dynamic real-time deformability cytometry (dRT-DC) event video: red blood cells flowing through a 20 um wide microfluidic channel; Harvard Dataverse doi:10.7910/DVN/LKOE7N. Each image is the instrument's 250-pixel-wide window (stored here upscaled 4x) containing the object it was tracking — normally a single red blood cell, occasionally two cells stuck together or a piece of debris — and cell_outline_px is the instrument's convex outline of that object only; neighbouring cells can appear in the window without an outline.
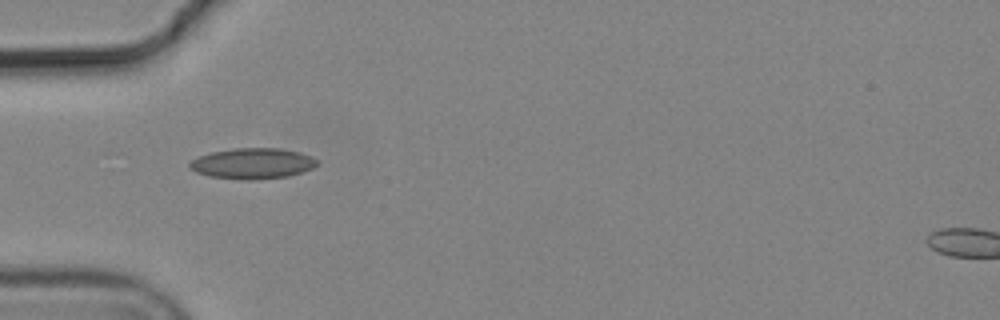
{"species": "common noctule bat (a hibernating species)", "species_latin": "Nyctalus noctula", "temperature_condition": "cold", "stored_images_in_passage": 2, "camera_frame_rate_fps": 3000, "um_per_image_px": 0.085, "animal": {"sex": "male", "body_mass_g": 19.2, "forearm_length_mm": 51.8}, "frame": {"image": 1, "passage_image": 1, "time_ms": 0.0, "image_size_px": [1000, 320], "cell_outline_px": [[316, 164], [312, 168], [288, 176], [256, 180], [244, 180], [208, 176], [196, 172], [188, 164], [196, 156], [212, 152], [232, 148], [280, 148], [300, 152], [312, 156], [316, 160]], "centroid_in_image_um": [21.44, 13.89], "position_along_channel_um": 63.6, "area_um2": 22.83}}
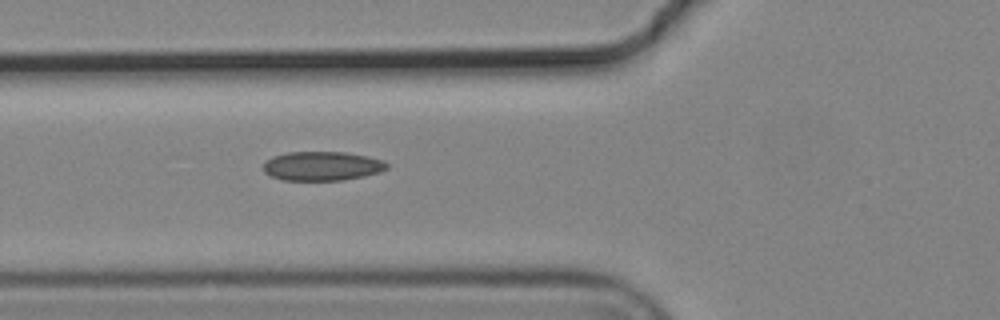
{"frame": {"image": 2, "passage_image": 2, "time_ms": 0.333, "image_size_px": [1000, 320], "cell_outline_px": [[388, 168], [380, 172], [364, 176], [344, 180], [284, 180], [272, 176], [264, 172], [264, 164], [272, 156], [288, 152], [344, 152], [368, 156], [384, 160], [388, 164]], "centroid_in_image_um": [27.42, 14.11], "position_along_channel_um": 98.4, "area_um2": 20.98}}